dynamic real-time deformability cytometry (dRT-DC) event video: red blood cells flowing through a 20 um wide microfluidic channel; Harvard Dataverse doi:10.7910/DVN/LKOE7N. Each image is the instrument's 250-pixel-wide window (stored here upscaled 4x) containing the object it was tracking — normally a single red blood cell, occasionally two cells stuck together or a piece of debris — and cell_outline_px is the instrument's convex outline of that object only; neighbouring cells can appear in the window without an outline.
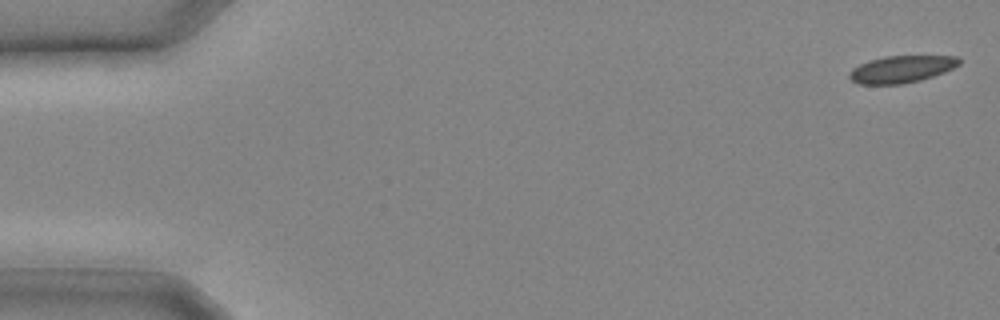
{"species": "common noctule bat (a hibernating species)", "species_latin": "Nyctalus noctula", "temperature_condition": "cold", "stored_images_in_passage": 12, "camera_frame_rate_fps": 3000, "um_per_image_px": 0.085, "animal": {"sex": "male", "body_mass_g": 20.4}, "frame": {"image": 1, "passage_image": 1, "time_ms": 0.0, "image_size_px": [1000, 320], "cell_outline_px": [[960, 64], [944, 72], [920, 80], [904, 84], [860, 84], [852, 80], [848, 76], [848, 72], [852, 68], [868, 60], [884, 56], [956, 56], [960, 60]], "centroid_in_image_um": [76.59, 5.88], "position_along_channel_um": 8.4, "area_um2": 17.28}}
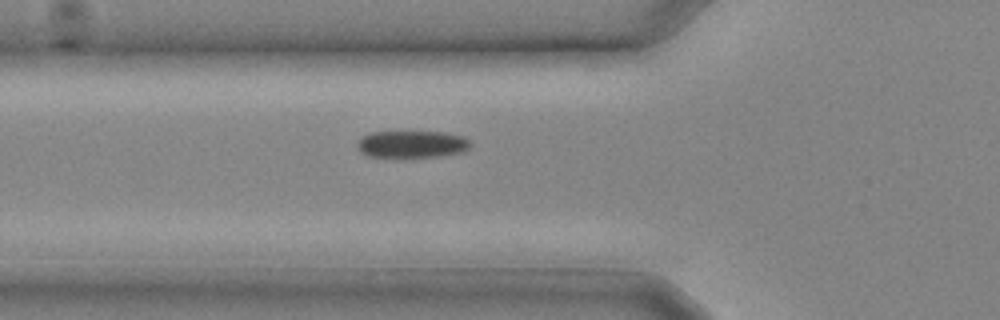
{"frame": {"image": 2, "passage_image": 10, "time_ms": 3.0, "image_size_px": [1000, 320], "cell_outline_px": [[472, 144], [464, 152], [440, 156], [400, 160], [396, 160], [368, 156], [360, 152], [356, 148], [356, 144], [368, 132], [444, 132], [464, 136]], "centroid_in_image_um": [34.98, 12.31], "position_along_channel_um": 90.8, "area_um2": 18.84}}
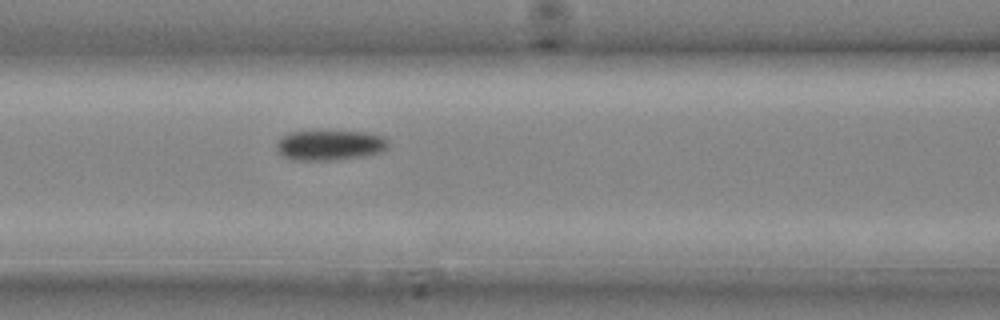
{"frame": {"image": 3, "passage_image": 12, "time_ms": 3.667, "image_size_px": [1000, 320], "cell_outline_px": [[388, 148], [380, 152], [364, 156], [336, 160], [292, 160], [284, 156], [276, 148], [276, 144], [288, 132], [364, 132], [380, 136], [388, 140]], "centroid_in_image_um": [28.05, 12.36], "position_along_channel_um": 138.6, "area_um2": 19.31}}